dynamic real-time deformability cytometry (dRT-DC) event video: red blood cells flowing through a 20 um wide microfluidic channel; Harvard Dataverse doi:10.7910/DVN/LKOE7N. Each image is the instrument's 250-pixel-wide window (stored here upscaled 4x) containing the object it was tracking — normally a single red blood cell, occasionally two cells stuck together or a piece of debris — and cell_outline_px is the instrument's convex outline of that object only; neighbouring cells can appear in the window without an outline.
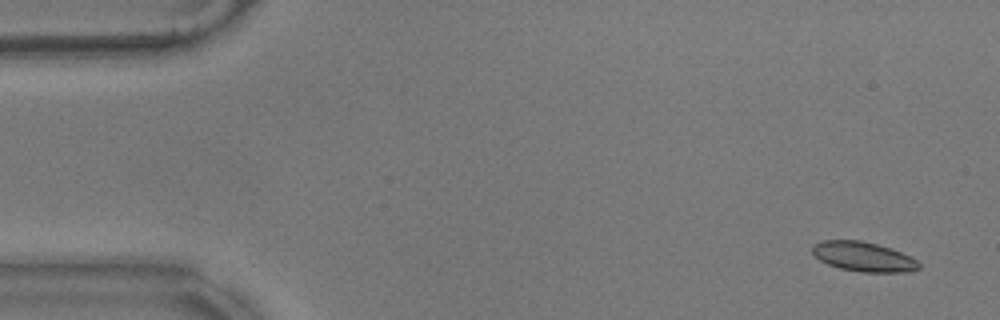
{"species": "common noctule bat (a hibernating species)", "species_latin": "Nyctalus noctula", "temperature_condition": "warm", "stored_images_in_passage": 45, "camera_frame_rate_fps": 3000, "um_per_image_px": 0.085, "animal": {"sex": "male", "body_mass_g": 17.9}, "frame": {"image": 1, "passage_image": 3, "time_ms": 0.667, "image_size_px": [1000, 320], "cell_outline_px": [[920, 268], [908, 272], [864, 272], [840, 268], [828, 264], [820, 260], [812, 252], [812, 244], [824, 240], [860, 240], [892, 248], [916, 260], [920, 264]], "centroid_in_image_um": [73.38, 21.81], "position_along_channel_um": 11.6, "area_um2": 18.26}}
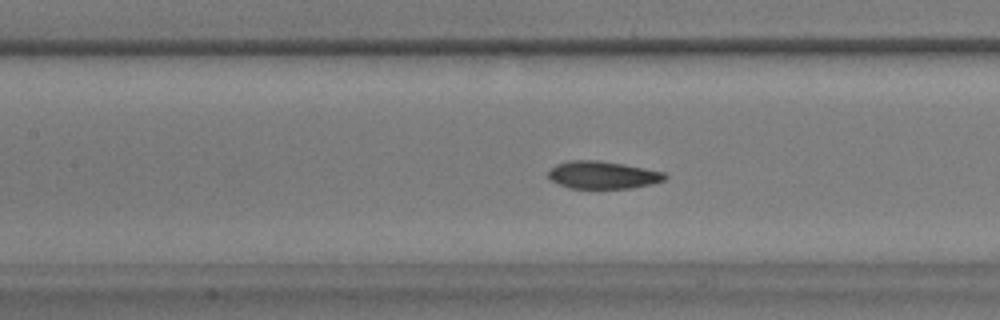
{"frame": {"image": 2, "passage_image": 25, "time_ms": 8.0, "image_size_px": [1000, 320], "cell_outline_px": [[668, 176], [664, 180], [652, 184], [632, 188], [568, 188], [552, 180], [548, 176], [548, 172], [556, 164], [568, 160], [600, 160], [624, 164], [664, 172]], "centroid_in_image_um": [51.24, 14.86], "position_along_channel_um": 156.2, "area_um2": 18.73}}
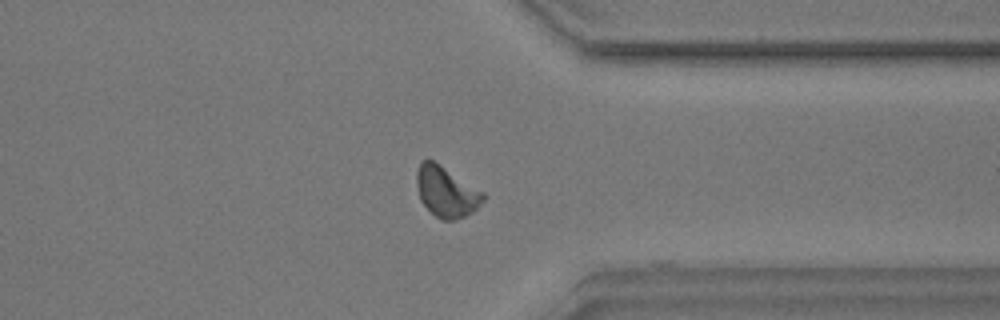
{"frame": {"image": 3, "passage_image": 44, "time_ms": 14.333, "image_size_px": [1000, 320], "cell_outline_px": [[488, 196], [472, 212], [456, 220], [440, 220], [420, 200], [416, 184], [416, 172], [420, 160], [432, 160], [484, 192]], "centroid_in_image_um": [37.93, 16.3], "position_along_channel_um": 373.5, "area_um2": 19.48}, "authors_computed_cell_mechanics": {"area_um2": 19.074, "velocity_mm_per_s": 3.5053, "shape_relaxation_time_tau1_ms": 5.0791, "shape_relaxation_time_tau2_ms": 3.2243, "deformation_change_tau1": 0.1205, "deformation_change_tau2": 0.0825}}